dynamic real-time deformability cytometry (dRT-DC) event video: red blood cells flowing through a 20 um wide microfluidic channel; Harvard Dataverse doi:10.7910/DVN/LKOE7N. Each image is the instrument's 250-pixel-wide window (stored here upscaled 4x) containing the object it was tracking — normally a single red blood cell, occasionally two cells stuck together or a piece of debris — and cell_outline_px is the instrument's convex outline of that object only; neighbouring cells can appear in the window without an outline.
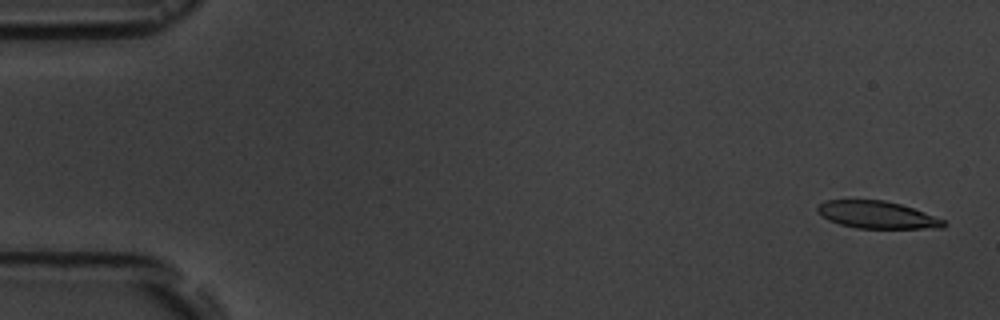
{"species": "common noctule bat (a hibernating species)", "species_latin": "Nyctalus noctula", "temperature_condition": "room temperature", "stored_images_in_passage": 5, "camera_frame_rate_fps": 3000, "um_per_image_px": 0.085, "animal": {"sex": "male", "body_mass_g": 19.5, "forearm_length_mm": 54.6}, "frame": {"image": 1, "passage_image": 1, "time_ms": 0.0, "image_size_px": [1000, 320], "cell_outline_px": [[948, 224], [944, 228], [856, 228], [840, 224], [828, 220], [820, 216], [816, 212], [816, 208], [824, 200], [884, 200], [900, 204], [924, 212], [944, 220]], "centroid_in_image_um": [74.52, 18.26], "position_along_channel_um": 10.5, "area_um2": 20.11}}
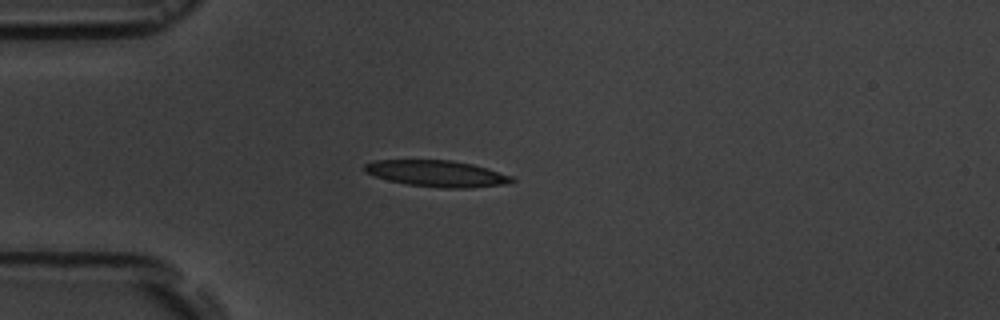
{"frame": {"image": 2, "passage_image": 5, "time_ms": 4.333, "image_size_px": [1000, 320], "cell_outline_px": [[516, 180], [508, 184], [472, 188], [440, 188], [408, 184], [388, 180], [364, 172], [360, 168], [364, 164], [372, 160], [452, 160], [472, 164], [488, 168], [512, 176]], "centroid_in_image_um": [37.13, 14.75], "position_along_channel_um": 47.9, "area_um2": 22.89}}